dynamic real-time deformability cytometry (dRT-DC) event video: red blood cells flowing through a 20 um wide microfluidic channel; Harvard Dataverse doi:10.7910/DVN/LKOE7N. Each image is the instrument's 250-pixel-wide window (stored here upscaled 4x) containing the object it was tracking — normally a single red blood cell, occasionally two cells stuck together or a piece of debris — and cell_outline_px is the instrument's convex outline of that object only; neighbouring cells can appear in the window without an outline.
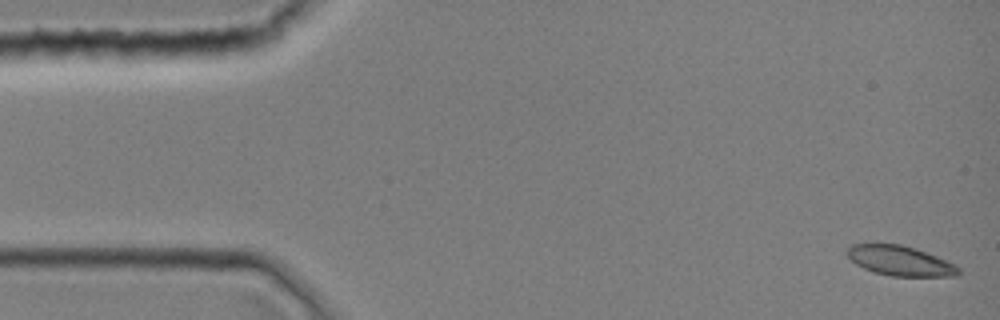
{"species": "common noctule bat (a hibernating species)", "species_latin": "Nyctalus noctula", "temperature_condition": "room temperature", "stored_images_in_passage": 11, "camera_frame_rate_fps": 3000, "um_per_image_px": 0.085, "animal": {"sex": "female", "body_mass_g": 19.0, "forearm_length_mm": 51.5}, "frame": {"image": 1, "passage_image": 1, "time_ms": 0.0, "image_size_px": [1000, 320], "cell_outline_px": [[960, 272], [956, 276], [892, 276], [876, 272], [864, 268], [856, 264], [844, 252], [852, 244], [900, 244], [916, 248], [956, 264], [960, 268]], "centroid_in_image_um": [76.52, 22.16], "position_along_channel_um": 8.5, "area_um2": 19.31}}
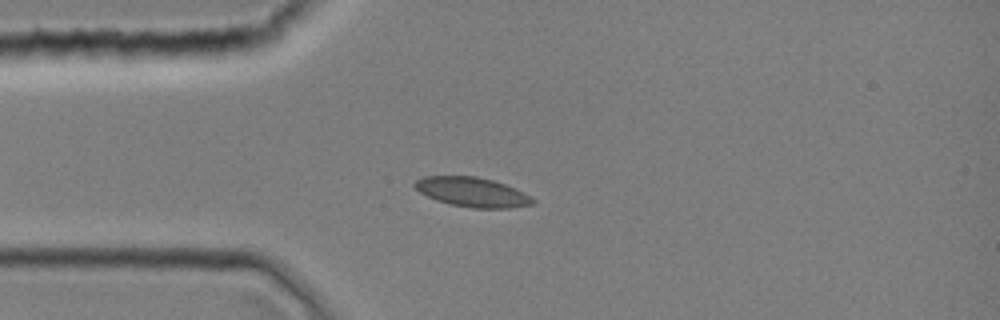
{"frame": {"image": 2, "passage_image": 10, "time_ms": 3.0, "image_size_px": [1000, 320], "cell_outline_px": [[536, 204], [508, 208], [472, 208], [452, 204], [436, 200], [420, 192], [412, 184], [416, 180], [424, 176], [476, 176], [492, 180], [504, 184], [524, 192], [532, 196], [536, 200]], "centroid_in_image_um": [40.17, 16.33], "position_along_channel_um": 44.8, "area_um2": 20.29}}